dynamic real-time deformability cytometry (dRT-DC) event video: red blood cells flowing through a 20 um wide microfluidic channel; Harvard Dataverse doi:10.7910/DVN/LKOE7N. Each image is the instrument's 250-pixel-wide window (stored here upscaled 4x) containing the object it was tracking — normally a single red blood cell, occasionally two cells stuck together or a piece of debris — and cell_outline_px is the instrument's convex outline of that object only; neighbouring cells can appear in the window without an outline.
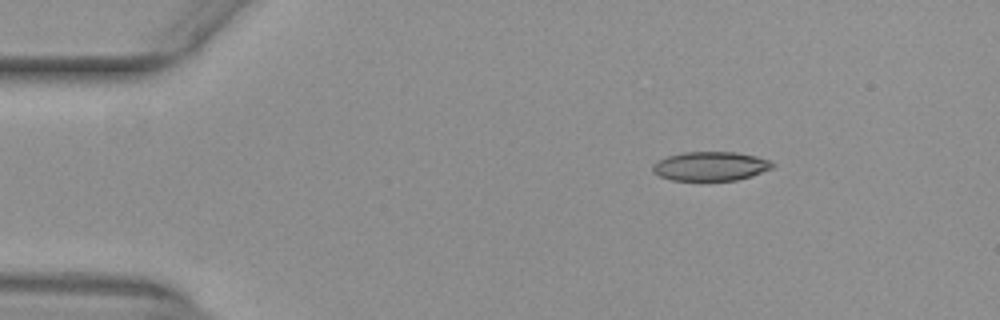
{"species": "common noctule bat (a hibernating species)", "species_latin": "Nyctalus noctula", "temperature_condition": "warm", "stored_images_in_passage": 41, "camera_frame_rate_fps": 3000, "um_per_image_px": 0.085, "animal": {"sex": "female", "body_mass_g": 29.2, "forearm_length_mm": 56.3}, "frame": {"image": 1, "passage_image": 1, "time_ms": 0.0, "image_size_px": [1000, 320], "cell_outline_px": [[776, 164], [772, 168], [752, 176], [736, 180], [672, 180], [660, 176], [652, 172], [652, 164], [656, 160], [668, 156], [684, 152], [736, 152], [756, 156], [768, 160]], "centroid_in_image_um": [60.38, 14.12], "position_along_channel_um": 24.6, "area_um2": 20.35}}
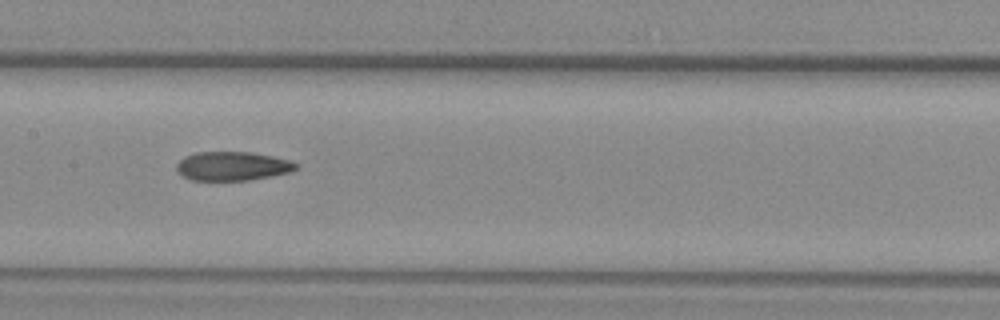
{"frame": {"image": 2, "passage_image": 19, "time_ms": 6.0, "image_size_px": [1000, 320], "cell_outline_px": [[300, 164], [296, 168], [288, 172], [248, 180], [192, 180], [184, 176], [176, 168], [176, 164], [184, 156], [196, 152], [248, 152], [272, 156], [288, 160]], "centroid_in_image_um": [19.73, 14.11], "position_along_channel_um": 187.7, "area_um2": 19.83}}
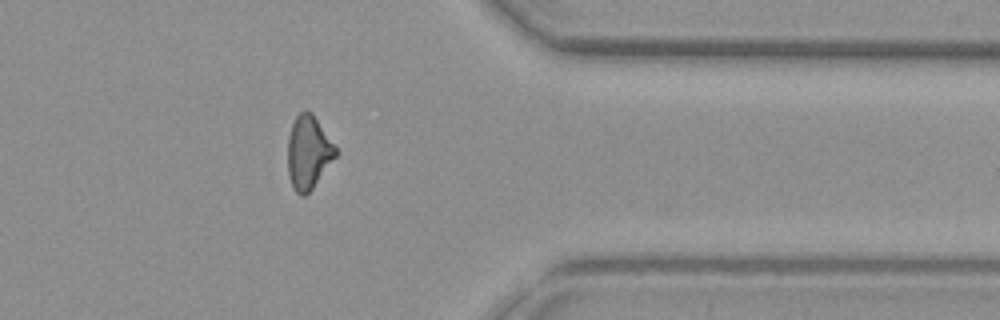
{"frame": {"image": 3, "passage_image": 35, "time_ms": 11.333, "image_size_px": [1000, 320], "cell_outline_px": [[340, 152], [312, 188], [304, 196], [300, 196], [292, 188], [288, 172], [288, 136], [292, 124], [296, 116], [304, 108], [312, 112]], "centroid_in_image_um": [26.22, 12.93], "position_along_channel_um": 385.2, "area_um2": 20.69}}